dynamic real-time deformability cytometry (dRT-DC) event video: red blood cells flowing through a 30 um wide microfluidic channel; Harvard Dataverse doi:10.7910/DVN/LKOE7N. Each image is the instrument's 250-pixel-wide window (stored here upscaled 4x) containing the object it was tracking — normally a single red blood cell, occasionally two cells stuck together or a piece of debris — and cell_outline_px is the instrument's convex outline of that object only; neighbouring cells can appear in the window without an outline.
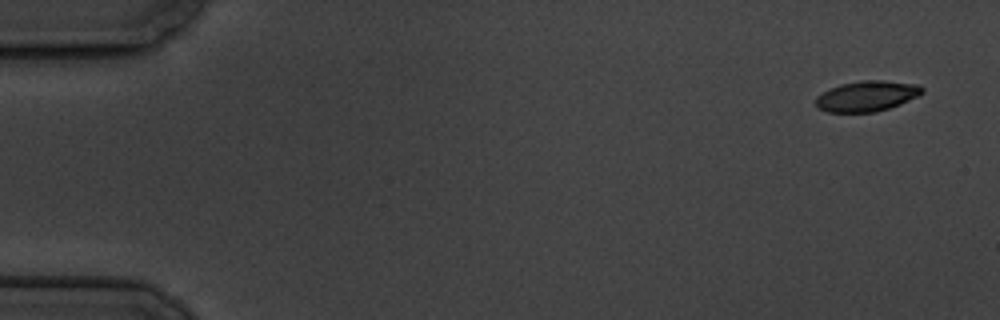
{"species": "common noctule bat (a hibernating species)", "species_latin": "Nyctalus noctula", "temperature_condition": "cold", "stored_images_in_passage": 4, "camera_frame_rate_fps": 3000, "um_per_image_px": 0.085, "animal": {"sex": "male", "body_mass_g": 19.5, "forearm_length_mm": 54.6}, "frame": {"image": 1, "passage_image": 1, "time_ms": 0.0, "image_size_px": [1000, 320], "cell_outline_px": [[924, 92], [900, 104], [876, 112], [828, 112], [820, 108], [816, 104], [816, 96], [840, 84], [860, 80], [880, 80], [920, 84], [924, 88]], "centroid_in_image_um": [73.71, 8.16], "position_along_channel_um": 11.3, "area_um2": 18.79}}